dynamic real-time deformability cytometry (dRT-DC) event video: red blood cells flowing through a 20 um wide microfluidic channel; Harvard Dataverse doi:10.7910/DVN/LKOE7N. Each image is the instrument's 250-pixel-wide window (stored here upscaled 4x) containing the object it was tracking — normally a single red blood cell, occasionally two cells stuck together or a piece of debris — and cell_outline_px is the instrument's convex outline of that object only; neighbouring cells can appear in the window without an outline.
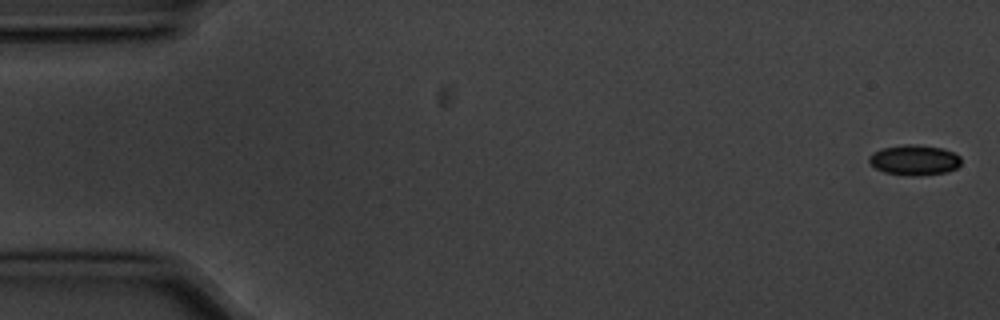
{"species": "common noctule bat (a hibernating species)", "species_latin": "Nyctalus noctula", "temperature_condition": "cold", "stored_images_in_passage": 15, "camera_frame_rate_fps": 3000, "um_per_image_px": 0.085, "animal": {"sex": "male", "body_mass_g": 20.1, "forearm_length_mm": 53.5}, "frame": {"image": 1, "passage_image": 1, "time_ms": 0.0, "image_size_px": [1000, 320], "cell_outline_px": [[960, 164], [956, 168], [948, 172], [912, 176], [908, 176], [884, 172], [876, 168], [868, 160], [868, 156], [872, 152], [884, 148], [904, 144], [916, 144], [944, 148], [960, 156]], "centroid_in_image_um": [77.72, 13.6], "position_along_channel_um": 7.3, "area_um2": 16.3}}
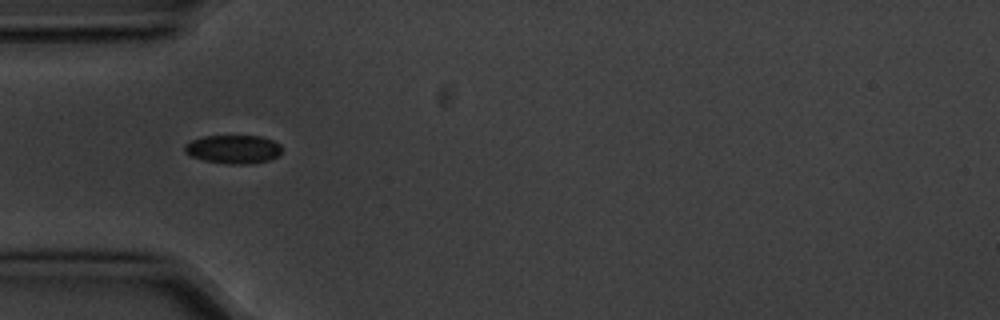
{"frame": {"image": 2, "passage_image": 5, "time_ms": 1.333, "image_size_px": [1000, 320], "cell_outline_px": [[280, 152], [276, 156], [268, 160], [248, 164], [232, 164], [204, 160], [192, 156], [184, 152], [184, 144], [192, 140], [204, 136], [260, 136], [272, 140], [280, 144]], "centroid_in_image_um": [19.8, 12.68], "position_along_channel_um": 65.2, "area_um2": 15.95}}